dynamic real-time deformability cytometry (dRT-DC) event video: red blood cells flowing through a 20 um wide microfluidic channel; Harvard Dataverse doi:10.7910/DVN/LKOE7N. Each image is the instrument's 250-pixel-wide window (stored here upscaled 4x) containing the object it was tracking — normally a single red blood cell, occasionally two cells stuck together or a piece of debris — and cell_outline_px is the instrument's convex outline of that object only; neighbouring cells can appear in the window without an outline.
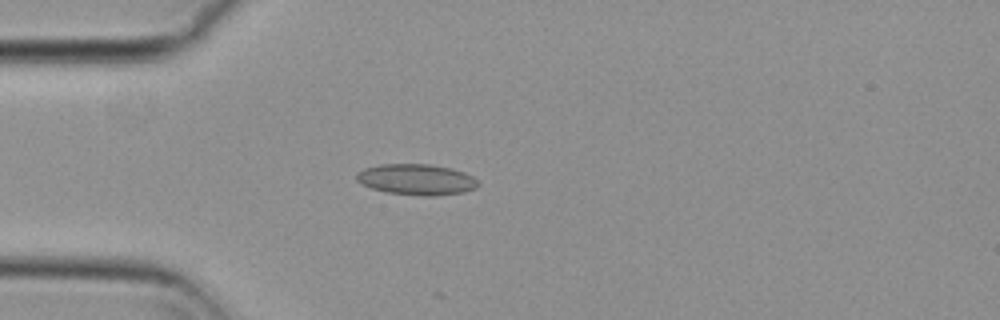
{"species": "common noctule bat (a hibernating species)", "species_latin": "Nyctalus noctula", "temperature_condition": "cold", "stored_images_in_passage": 22, "camera_frame_rate_fps": 3000, "um_per_image_px": 0.085, "animal": {"sex": "female", "body_mass_g": 29.2, "forearm_length_mm": 56.3}, "frame": {"image": 1, "passage_image": 14, "time_ms": 4.333, "image_size_px": [1000, 320], "cell_outline_px": [[480, 184], [476, 188], [464, 192], [432, 196], [424, 196], [388, 192], [372, 188], [360, 184], [356, 180], [356, 172], [364, 168], [380, 164], [428, 164], [452, 168], [464, 172], [472, 176]], "centroid_in_image_um": [35.39, 15.25], "position_along_channel_um": 49.6, "area_um2": 21.96}}
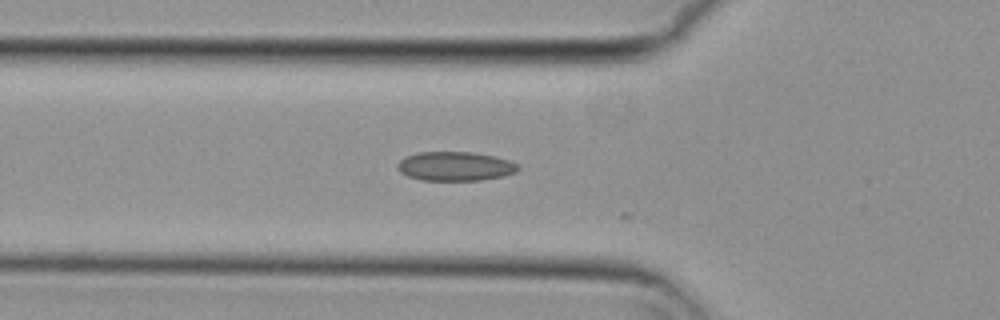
{"frame": {"image": 2, "passage_image": 18, "time_ms": 5.667, "image_size_px": [1000, 320], "cell_outline_px": [[520, 168], [516, 172], [504, 176], [480, 180], [420, 180], [408, 176], [400, 172], [396, 164], [400, 160], [408, 156], [420, 152], [472, 152], [492, 156], [508, 160], [516, 164]], "centroid_in_image_um": [38.68, 14.14], "position_along_channel_um": 87.1, "area_um2": 20.29}}
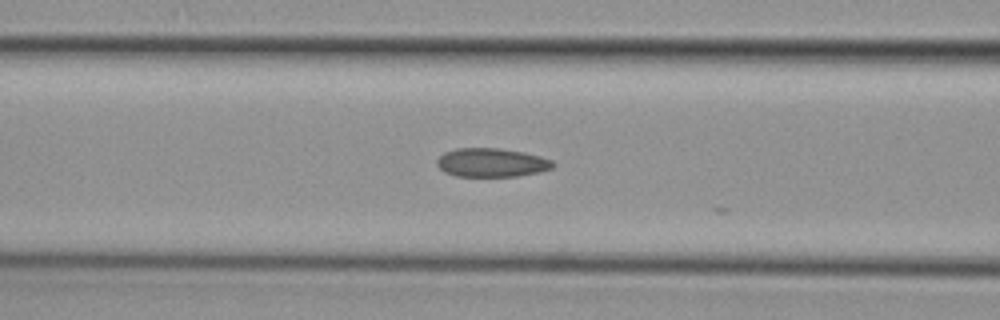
{"frame": {"image": 3, "passage_image": 21, "time_ms": 6.667, "image_size_px": [1000, 320], "cell_outline_px": [[556, 164], [552, 168], [540, 172], [516, 176], [456, 176], [444, 172], [436, 164], [436, 160], [444, 152], [456, 148], [496, 148], [524, 152], [540, 156], [552, 160]], "centroid_in_image_um": [41.78, 13.82], "position_along_channel_um": 124.8, "area_um2": 19.48}}